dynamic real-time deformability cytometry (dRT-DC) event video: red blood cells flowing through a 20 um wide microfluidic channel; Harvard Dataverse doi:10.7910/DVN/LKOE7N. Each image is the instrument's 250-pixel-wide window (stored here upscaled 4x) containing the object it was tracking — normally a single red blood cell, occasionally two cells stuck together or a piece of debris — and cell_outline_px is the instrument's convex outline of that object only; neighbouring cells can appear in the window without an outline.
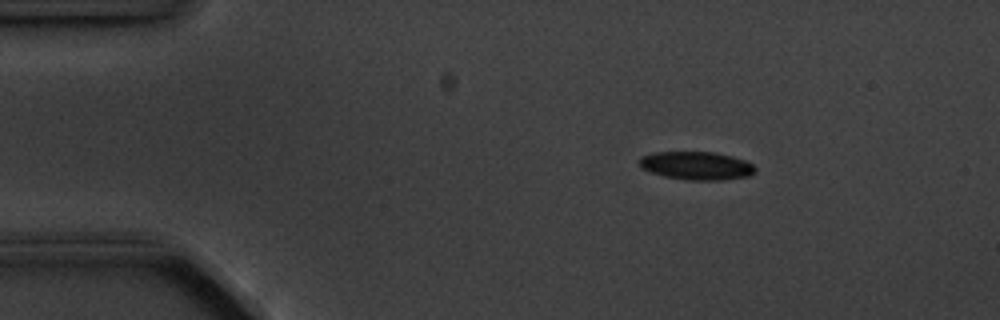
{"species": "common noctule bat (a hibernating species)", "species_latin": "Nyctalus noctula", "temperature_condition": "cold", "stored_images_in_passage": 3, "camera_frame_rate_fps": 3000, "um_per_image_px": 0.085, "animal": {"sex": "male", "body_mass_g": 20.1, "forearm_length_mm": 53.5}, "frame": {"image": 1, "passage_image": 1, "time_ms": 0.0, "image_size_px": [1000, 320], "cell_outline_px": [[756, 172], [748, 176], [724, 180], [688, 180], [664, 176], [640, 168], [636, 160], [640, 156], [656, 152], [712, 152], [732, 156], [744, 160], [752, 164], [756, 168]], "centroid_in_image_um": [59.17, 14.08], "position_along_channel_um": 25.8, "area_um2": 19.19}}